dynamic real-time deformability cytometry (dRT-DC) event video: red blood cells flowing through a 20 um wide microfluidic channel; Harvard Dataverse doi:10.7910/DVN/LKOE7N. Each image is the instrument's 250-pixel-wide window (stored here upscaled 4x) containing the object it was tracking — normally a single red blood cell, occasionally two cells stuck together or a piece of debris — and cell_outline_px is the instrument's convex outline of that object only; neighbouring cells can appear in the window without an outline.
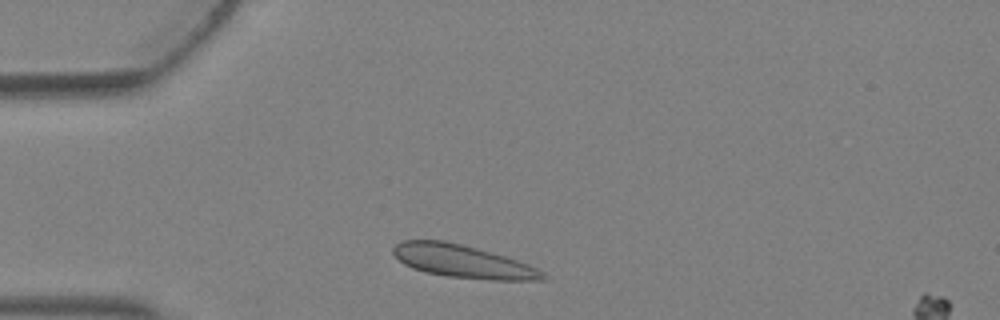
{"species": "Egyptian fruit bat (a non-hibernating species)", "species_latin": "Rousettus aegyptiacus", "temperature_condition": "warm", "stored_images_in_passage": 1, "camera_frame_rate_fps": 3000, "um_per_image_px": 0.085, "animal": {"sex": "female"}, "frame": {"image": 1, "passage_image": 1, "time_ms": 0.0, "image_size_px": [1000, 320], "cell_outline_px": [[552, 280], [492, 280], [448, 276], [424, 272], [412, 268], [404, 264], [392, 252], [392, 248], [396, 244], [404, 240], [444, 240], [460, 244], [504, 256], [528, 264], [544, 272]], "centroid_in_image_um": [39.36, 22.23], "position_along_channel_um": 45.6, "area_um2": 28.5}}